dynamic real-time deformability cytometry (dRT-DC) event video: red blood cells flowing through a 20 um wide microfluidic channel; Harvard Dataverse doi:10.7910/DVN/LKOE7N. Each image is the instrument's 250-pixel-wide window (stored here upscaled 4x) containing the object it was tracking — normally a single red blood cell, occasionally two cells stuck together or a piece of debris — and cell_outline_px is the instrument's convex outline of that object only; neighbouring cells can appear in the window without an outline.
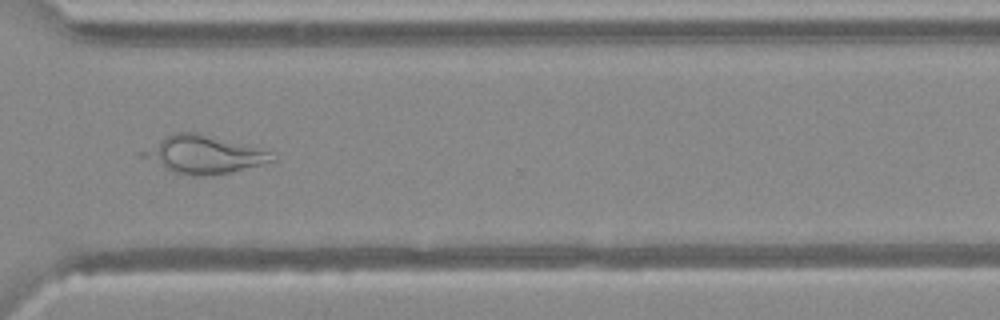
{"species": "Egyptian fruit bat (a non-hibernating species)", "species_latin": "Rousettus aegyptiacus", "temperature_condition": "warm", "stored_images_in_passage": 48, "camera_frame_rate_fps": 3000, "um_per_image_px": 0.085, "animal": {"sex": "female"}, "frame": {"image": 1, "passage_image": 36, "time_ms": 11.667, "image_size_px": [1000, 320], "cell_outline_px": [[276, 160], [212, 176], [192, 176], [172, 172], [140, 156], [136, 152], [164, 136], [172, 132], [196, 132], [268, 152]], "centroid_in_image_um": [17.14, 13.14], "position_along_channel_um": 353.5, "area_um2": 27.98}}
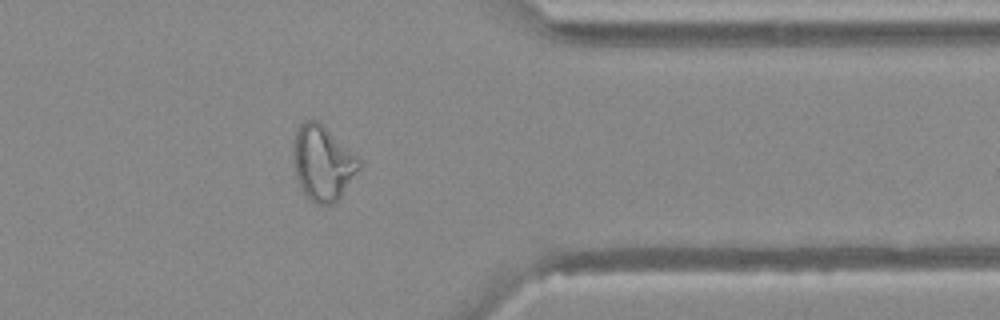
{"frame": {"image": 2, "passage_image": 39, "time_ms": 12.667, "image_size_px": [1000, 320], "cell_outline_px": [[360, 168], [336, 204], [316, 204], [300, 188], [296, 176], [296, 132], [300, 124], [308, 120], [316, 120], [324, 124], [360, 160]], "centroid_in_image_um": [27.48, 13.87], "position_along_channel_um": 383.9, "area_um2": 27.98}}